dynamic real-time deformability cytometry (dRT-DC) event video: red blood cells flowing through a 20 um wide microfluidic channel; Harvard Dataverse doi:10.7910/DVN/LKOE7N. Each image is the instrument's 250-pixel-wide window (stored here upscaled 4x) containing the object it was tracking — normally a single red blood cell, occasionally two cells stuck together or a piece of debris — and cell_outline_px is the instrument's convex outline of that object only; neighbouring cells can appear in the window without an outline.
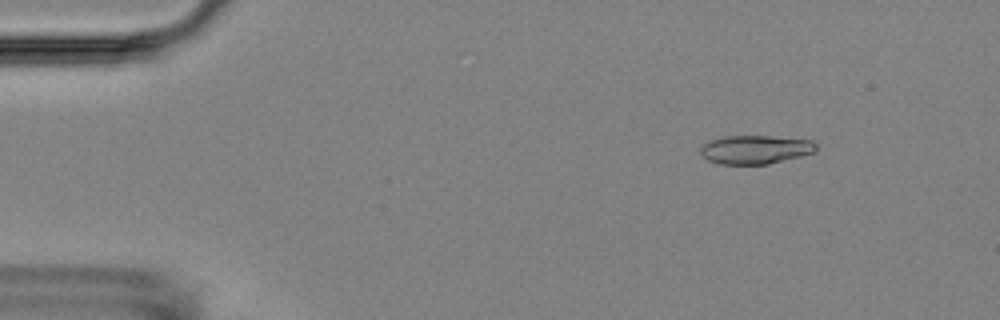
{"species": "Egyptian fruit bat (a non-hibernating species)", "species_latin": "Rousettus aegyptiacus", "temperature_condition": "room temperature", "stored_images_in_passage": 5, "camera_frame_rate_fps": 3000, "um_per_image_px": 0.085, "animal": {"sex": "female"}, "frame": {"image": 1, "passage_image": 1, "time_ms": 0.0, "image_size_px": [1000, 320], "cell_outline_px": [[816, 152], [768, 164], [720, 164], [708, 160], [700, 152], [700, 148], [708, 140], [724, 136], [772, 136], [812, 140], [816, 144]], "centroid_in_image_um": [64.2, 12.7], "position_along_channel_um": 20.8, "area_um2": 19.31}}
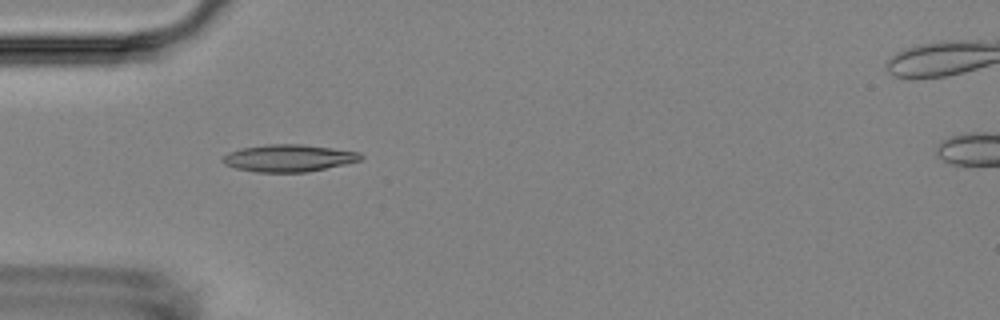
{"frame": {"image": 2, "passage_image": 4, "time_ms": 3.333, "image_size_px": [1000, 320], "cell_outline_px": [[364, 156], [360, 160], [344, 164], [308, 172], [256, 172], [236, 168], [224, 164], [220, 160], [228, 152], [244, 148], [268, 144], [300, 144], [332, 148], [360, 152]], "centroid_in_image_um": [24.53, 13.44], "position_along_channel_um": 60.5, "area_um2": 21.73}}